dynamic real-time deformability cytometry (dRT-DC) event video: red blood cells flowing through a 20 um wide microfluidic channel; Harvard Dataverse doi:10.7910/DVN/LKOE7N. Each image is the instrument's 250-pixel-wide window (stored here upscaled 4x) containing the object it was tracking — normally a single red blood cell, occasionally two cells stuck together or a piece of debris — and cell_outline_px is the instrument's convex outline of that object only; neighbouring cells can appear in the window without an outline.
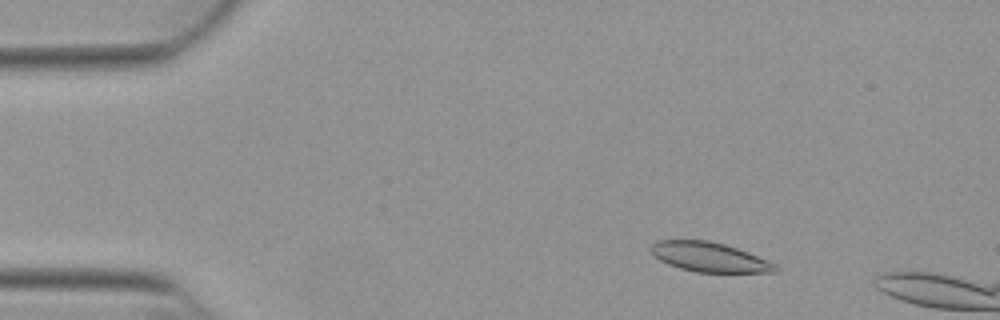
{"species": "Egyptian fruit bat (a non-hibernating species)", "species_latin": "Rousettus aegyptiacus", "temperature_condition": "warm", "stored_images_in_passage": 53, "camera_frame_rate_fps": 3000, "um_per_image_px": 0.085, "animal": {"sex": "female"}, "frame": {"image": 1, "passage_image": 7, "time_ms": 2.0, "image_size_px": [1000, 320], "cell_outline_px": [[780, 272], [696, 272], [680, 268], [668, 264], [660, 260], [648, 248], [652, 244], [660, 240], [708, 240], [724, 244], [748, 252], [768, 260], [776, 264], [780, 268]], "centroid_in_image_um": [60.33, 21.85], "position_along_channel_um": 24.7, "area_um2": 21.39}}
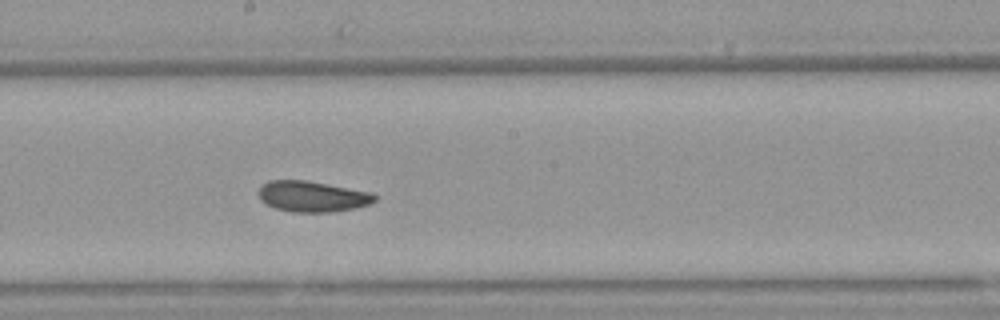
{"frame": {"image": 2, "passage_image": 28, "time_ms": 9.0, "image_size_px": [1000, 320], "cell_outline_px": [[376, 200], [368, 204], [356, 208], [332, 212], [292, 212], [276, 208], [260, 200], [256, 192], [268, 180], [308, 180], [372, 192], [376, 196]], "centroid_in_image_um": [26.54, 16.69], "position_along_channel_um": 221.7, "area_um2": 20.98}}
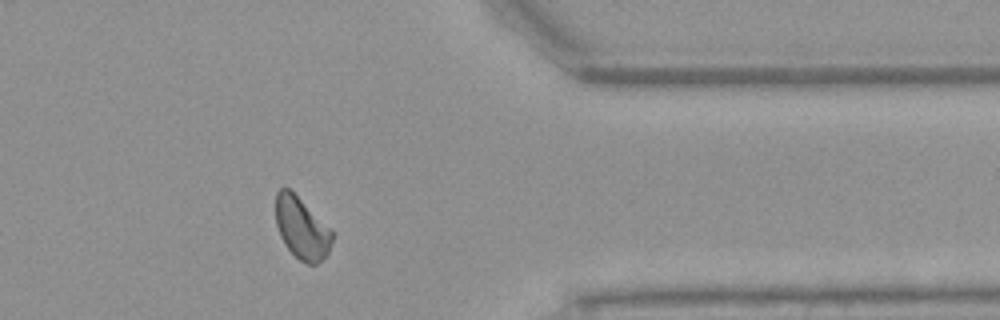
{"frame": {"image": 3, "passage_image": 42, "time_ms": 13.667, "image_size_px": [1000, 320], "cell_outline_px": [[332, 240], [328, 252], [316, 264], [308, 264], [300, 260], [288, 248], [280, 236], [276, 224], [276, 192], [280, 188], [288, 188], [332, 232]], "centroid_in_image_um": [25.6, 19.41], "position_along_channel_um": 385.8, "area_um2": 19.42}, "authors_computed_cell_mechanics": {"area_um2": 21.1548, "velocity_mm_per_s": 3.8594, "shape_relaxation_time_tau1_ms": 7.9577, "shape_relaxation_time_tau2_ms": 6.2672, "deformation_change_tau1": 0.1369, "deformation_change_tau2": 0.1054}}